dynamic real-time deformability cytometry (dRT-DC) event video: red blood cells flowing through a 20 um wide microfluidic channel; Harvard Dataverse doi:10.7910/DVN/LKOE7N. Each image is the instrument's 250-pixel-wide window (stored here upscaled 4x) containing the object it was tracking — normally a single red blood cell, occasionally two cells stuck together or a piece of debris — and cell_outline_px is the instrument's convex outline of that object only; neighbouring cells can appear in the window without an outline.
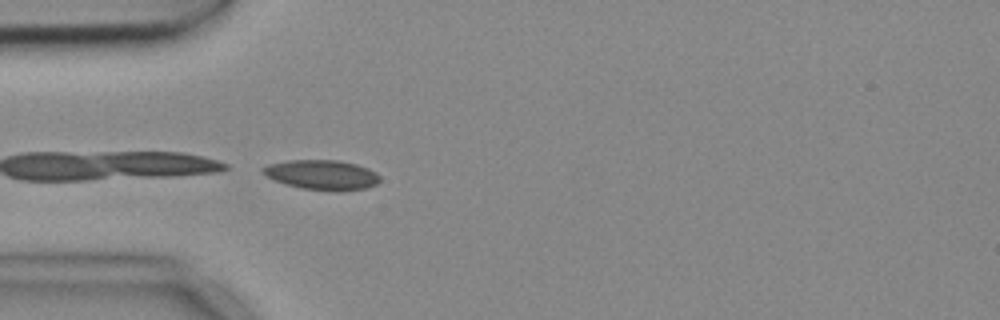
{"species": "common noctule bat (a hibernating species)", "species_latin": "Nyctalus noctula", "temperature_condition": "cold", "stored_images_in_passage": 4, "camera_frame_rate_fps": 3000, "um_per_image_px": 0.085, "animal": {"sex": "female", "body_mass_g": 18.4}, "frame": {"image": 1, "passage_image": 4, "time_ms": 1.0, "image_size_px": [1000, 320], "cell_outline_px": [[380, 180], [376, 184], [364, 188], [344, 192], [336, 192], [300, 188], [284, 184], [272, 180], [260, 172], [260, 168], [268, 164], [288, 160], [340, 160], [356, 164], [368, 168], [376, 172], [380, 176]], "centroid_in_image_um": [27.33, 14.87], "position_along_channel_um": 57.7, "area_um2": 20.81}}